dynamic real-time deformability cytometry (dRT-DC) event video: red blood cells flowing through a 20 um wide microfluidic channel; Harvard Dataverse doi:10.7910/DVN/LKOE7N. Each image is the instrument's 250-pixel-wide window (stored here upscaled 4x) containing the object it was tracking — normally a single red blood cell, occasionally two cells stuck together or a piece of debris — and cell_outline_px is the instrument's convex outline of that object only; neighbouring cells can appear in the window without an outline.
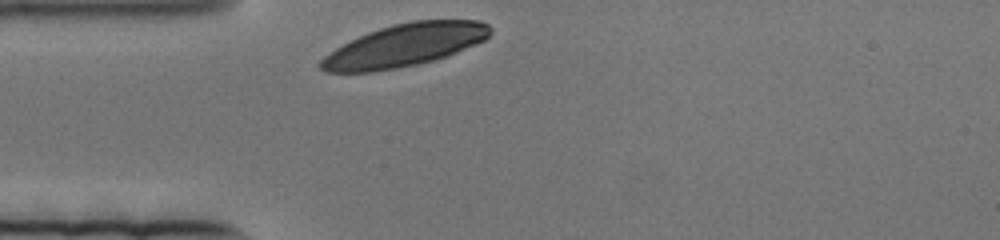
{"species": "human", "species_latin": "Homo sapiens", "temperature_condition": "cold", "stored_images_in_passage": 39, "camera_frame_rate_fps": 3000, "um_per_image_px": 0.085, "donor": {"sex": "female"}, "frame": {"image": 1, "passage_image": 1, "time_ms": 0.0, "image_size_px": [1000, 240], "cell_outline_px": [[492, 32], [484, 40], [476, 44], [436, 60], [396, 68], [372, 72], [328, 72], [320, 68], [320, 60], [324, 56], [336, 48], [368, 32], [392, 24], [412, 20], [480, 20], [488, 24], [492, 28]], "centroid_in_image_um": [34.43, 3.84], "position_along_channel_um": 50.6, "area_um2": 41.79}}
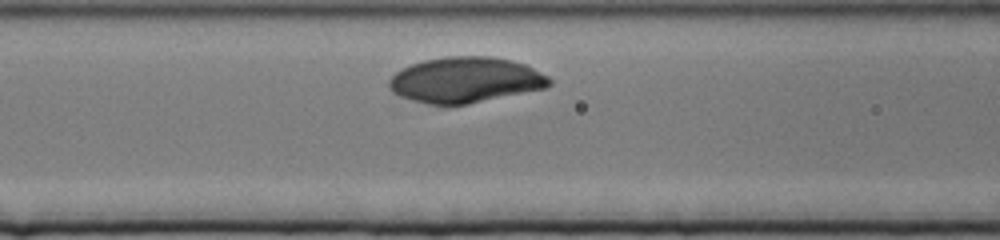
{"frame": {"image": 2, "passage_image": 12, "time_ms": 3.667, "image_size_px": [1000, 240], "cell_outline_px": [[552, 84], [544, 88], [468, 104], [448, 108], [428, 104], [412, 100], [400, 96], [392, 92], [388, 88], [388, 80], [396, 72], [412, 64], [424, 60], [444, 56], [488, 56], [508, 60], [524, 64], [548, 76], [552, 80]], "centroid_in_image_um": [39.51, 6.82], "position_along_channel_um": 127.1, "area_um2": 42.89}}
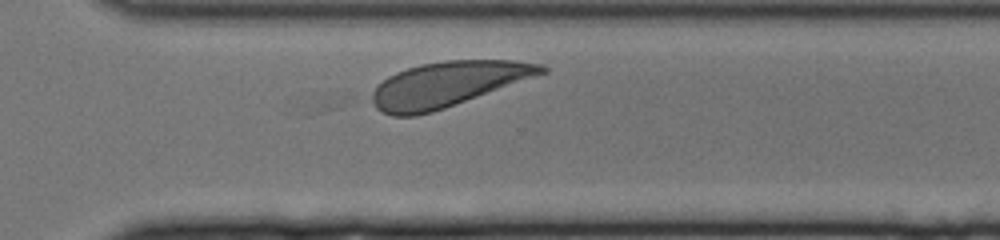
{"frame": {"image": 3, "passage_image": 39, "time_ms": 12.667, "image_size_px": [1000, 240], "cell_outline_px": [[548, 72], [444, 108], [432, 112], [416, 116], [392, 116], [380, 112], [376, 108], [372, 100], [372, 92], [388, 76], [396, 72], [420, 64], [444, 60], [512, 60], [544, 64], [548, 68]], "centroid_in_image_um": [38.05, 7.16], "position_along_channel_um": 332.5, "area_um2": 44.27}}